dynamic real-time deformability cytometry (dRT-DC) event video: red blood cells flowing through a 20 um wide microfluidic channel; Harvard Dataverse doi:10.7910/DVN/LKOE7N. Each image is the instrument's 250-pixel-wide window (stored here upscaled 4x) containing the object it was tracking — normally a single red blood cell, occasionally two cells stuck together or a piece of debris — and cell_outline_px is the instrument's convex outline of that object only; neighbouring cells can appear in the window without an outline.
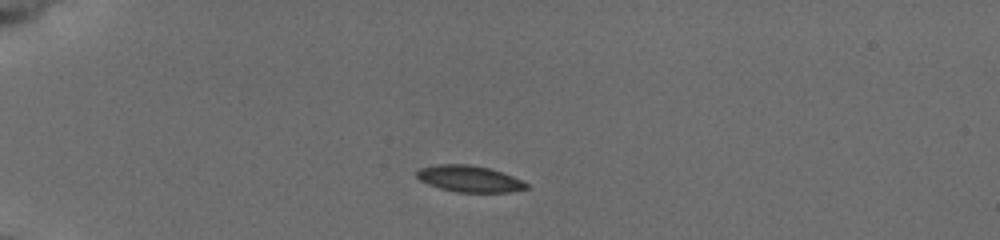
{"species": "common noctule bat (a hibernating species)", "species_latin": "Nyctalus noctula", "temperature_condition": "cold", "stored_images_in_passage": 40, "camera_frame_rate_fps": 3000, "um_per_image_px": 0.085, "animal": {"sex": "female", "body_mass_g": 19.5, "forearm_length_mm": 54.1}, "frame": {"image": 1, "passage_image": 1, "time_ms": 0.0, "image_size_px": [1000, 240], "cell_outline_px": [[528, 188], [508, 192], [456, 192], [440, 188], [428, 184], [420, 180], [416, 176], [416, 172], [420, 168], [436, 164], [468, 164], [488, 168], [512, 176], [528, 184]], "centroid_in_image_um": [39.85, 15.19], "position_along_channel_um": 45.1, "area_um2": 16.7}}
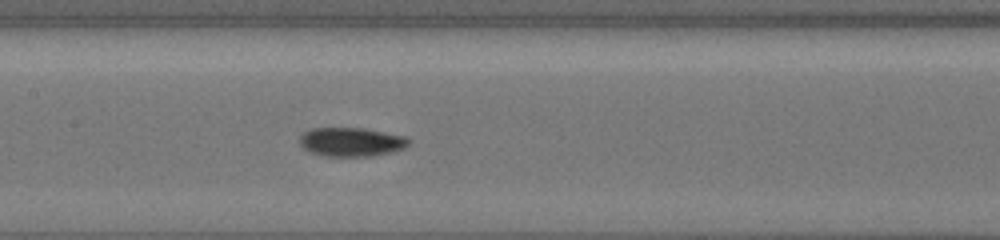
{"frame": {"image": 2, "passage_image": 15, "time_ms": 4.667, "image_size_px": [1000, 240], "cell_outline_px": [[412, 140], [404, 148], [392, 152], [372, 156], [324, 156], [312, 152], [304, 148], [300, 144], [300, 136], [304, 132], [312, 128], [364, 128], [408, 136]], "centroid_in_image_um": [29.91, 12.06], "position_along_channel_um": 177.5, "area_um2": 18.5}}
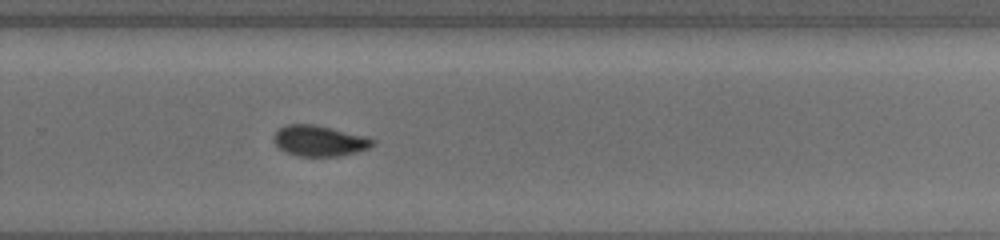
{"frame": {"image": 3, "passage_image": 25, "time_ms": 8.0, "image_size_px": [1000, 240], "cell_outline_px": [[376, 144], [368, 148], [356, 152], [336, 156], [296, 156], [284, 152], [272, 140], [276, 132], [280, 128], [288, 124], [316, 124], [368, 136], [376, 140]], "centroid_in_image_um": [27.17, 11.96], "position_along_channel_um": 302.6, "area_um2": 17.92}}